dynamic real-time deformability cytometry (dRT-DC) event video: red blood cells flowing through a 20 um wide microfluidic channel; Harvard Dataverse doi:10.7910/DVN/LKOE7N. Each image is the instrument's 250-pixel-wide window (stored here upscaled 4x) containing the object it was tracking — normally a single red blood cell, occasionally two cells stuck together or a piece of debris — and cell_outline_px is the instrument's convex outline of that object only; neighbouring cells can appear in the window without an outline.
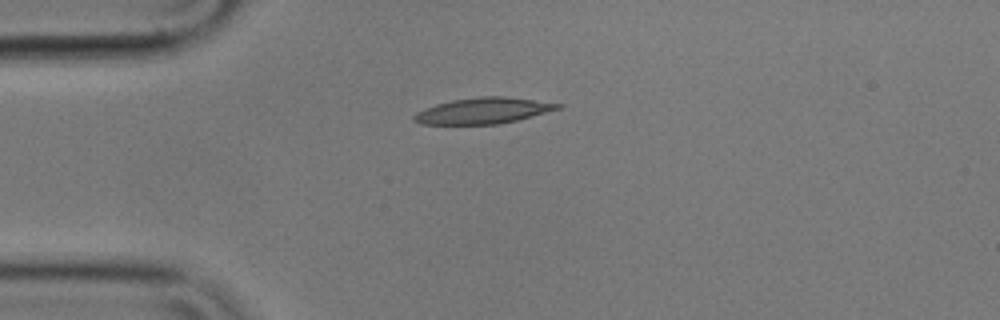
{"species": "common noctule bat (a hibernating species)", "species_latin": "Nyctalus noctula", "temperature_condition": "cold", "stored_images_in_passage": 6, "camera_frame_rate_fps": 3000, "um_per_image_px": 0.085, "animal": {"sex": "male", "body_mass_g": 17.9}, "frame": {"image": 1, "passage_image": 6, "time_ms": 1.667, "image_size_px": [1000, 320], "cell_outline_px": [[564, 104], [560, 108], [516, 120], [500, 124], [420, 124], [412, 120], [412, 116], [416, 112], [436, 104], [452, 100], [480, 96], [504, 96]], "centroid_in_image_um": [41.03, 9.41], "position_along_channel_um": 44.0, "area_um2": 21.62}}